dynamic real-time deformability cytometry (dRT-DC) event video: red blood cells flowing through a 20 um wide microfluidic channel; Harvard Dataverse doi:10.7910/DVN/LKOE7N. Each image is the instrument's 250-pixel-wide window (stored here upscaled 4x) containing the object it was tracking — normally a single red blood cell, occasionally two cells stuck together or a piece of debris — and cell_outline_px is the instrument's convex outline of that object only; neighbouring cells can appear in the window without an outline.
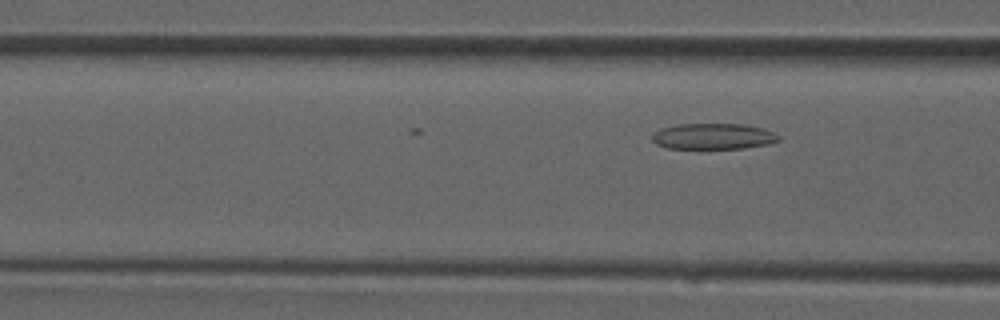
{"species": "common noctule bat (a hibernating species)", "species_latin": "Nyctalus noctula", "temperature_condition": "room temperature", "stored_images_in_passage": 4, "camera_frame_rate_fps": 3000, "um_per_image_px": 0.085, "animal": {"sex": "male", "forearm_length_mm": 52.5}, "frame": {"image": 1, "passage_image": 4, "time_ms": 1.0, "image_size_px": [1000, 320], "cell_outline_px": [[780, 140], [768, 144], [744, 148], [664, 148], [656, 144], [652, 140], [652, 136], [660, 128], [676, 124], [744, 124], [760, 128], [772, 132], [780, 136]], "centroid_in_image_um": [60.6, 11.59], "position_along_channel_um": 106.0, "area_um2": 19.02}}